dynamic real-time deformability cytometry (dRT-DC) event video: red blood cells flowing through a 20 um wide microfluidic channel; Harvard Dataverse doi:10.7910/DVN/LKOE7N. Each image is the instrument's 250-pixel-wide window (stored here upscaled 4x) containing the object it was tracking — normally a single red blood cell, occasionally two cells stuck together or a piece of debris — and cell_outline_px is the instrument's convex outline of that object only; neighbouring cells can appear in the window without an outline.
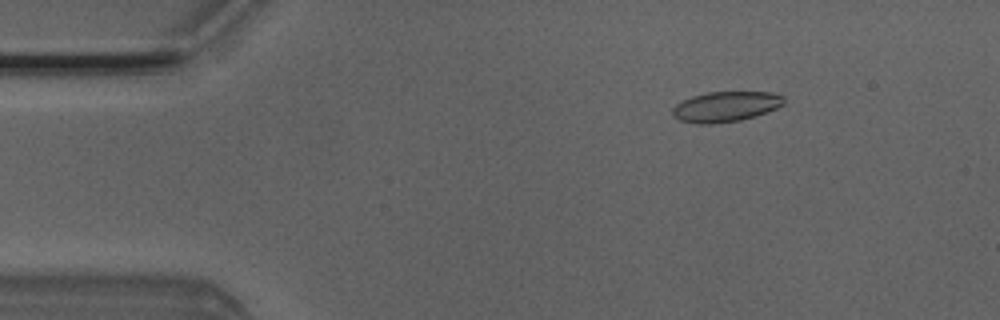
{"species": "Egyptian fruit bat (a non-hibernating species)", "species_latin": "Rousettus aegyptiacus", "temperature_condition": "room temperature", "stored_images_in_passage": 4, "camera_frame_rate_fps": 3000, "um_per_image_px": 0.085, "animal": {"sex": "male"}, "frame": {"image": 1, "passage_image": 2, "time_ms": 0.333, "image_size_px": [1000, 320], "cell_outline_px": [[784, 104], [776, 108], [756, 116], [740, 120], [712, 124], [696, 124], [680, 120], [672, 116], [672, 108], [676, 104], [692, 96], [708, 92], [772, 92], [784, 96]], "centroid_in_image_um": [61.67, 9.07], "position_along_channel_um": 23.3, "area_um2": 19.71}}